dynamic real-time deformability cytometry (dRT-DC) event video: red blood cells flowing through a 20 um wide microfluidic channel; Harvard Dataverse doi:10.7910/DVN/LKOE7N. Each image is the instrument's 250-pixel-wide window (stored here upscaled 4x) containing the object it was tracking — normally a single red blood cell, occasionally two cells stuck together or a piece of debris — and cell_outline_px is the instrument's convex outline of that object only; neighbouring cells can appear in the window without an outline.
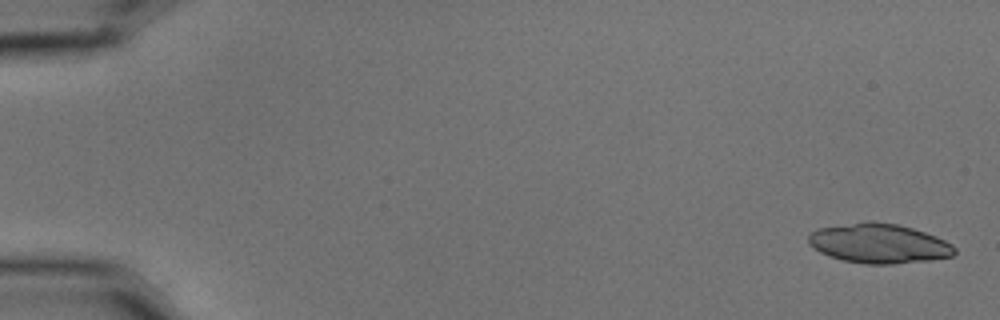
{"species": "common noctule bat (a hibernating species)", "species_latin": "Nyctalus noctula", "temperature_condition": "cold", "stored_images_in_passage": 23, "camera_frame_rate_fps": 3000, "um_per_image_px": 0.085, "animal": {"sex": "male", "body_mass_g": 15.6}, "frame": {"image": 1, "passage_image": 2, "time_ms": 0.333, "image_size_px": [1000, 320], "cell_outline_px": [[956, 252], [952, 256], [932, 260], [892, 264], [864, 264], [844, 260], [828, 256], [820, 252], [808, 244], [808, 236], [812, 232], [820, 228], [868, 220], [872, 220], [900, 224], [936, 236], [952, 244], [956, 248]], "centroid_in_image_um": [74.72, 20.69], "position_along_channel_um": 10.3, "area_um2": 33.93}}